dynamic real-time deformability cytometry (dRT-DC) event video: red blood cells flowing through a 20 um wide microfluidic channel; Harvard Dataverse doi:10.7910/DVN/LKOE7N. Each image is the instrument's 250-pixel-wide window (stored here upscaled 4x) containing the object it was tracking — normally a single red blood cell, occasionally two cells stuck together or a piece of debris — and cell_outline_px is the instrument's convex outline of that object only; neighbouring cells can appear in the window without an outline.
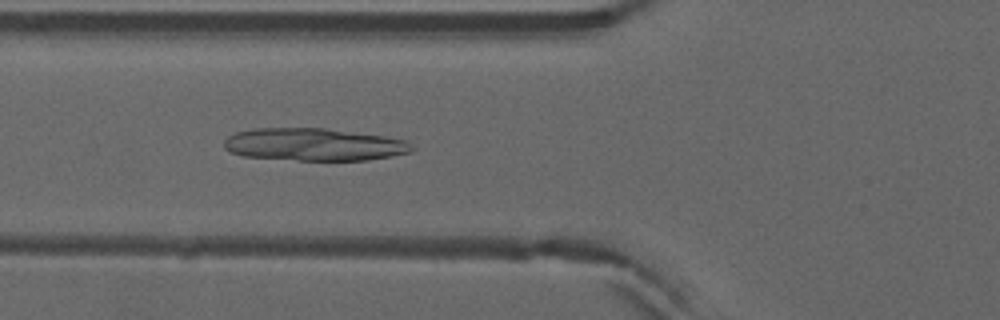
{"species": "common noctule bat (a hibernating species)", "species_latin": "Nyctalus noctula", "temperature_condition": "warm", "stored_images_in_passage": 39, "camera_frame_rate_fps": 3000, "um_per_image_px": 0.085, "animal": {"sex": "male", "forearm_length_mm": 52.5}, "frame": {"image": 1, "passage_image": 7, "time_ms": 2.0, "image_size_px": [1000, 320], "cell_outline_px": [[416, 148], [412, 152], [392, 156], [368, 160], [300, 160], [244, 156], [232, 152], [224, 148], [224, 140], [228, 136], [236, 132], [252, 128], [324, 128], [384, 136], [404, 140], [412, 144]], "centroid_in_image_um": [26.71, 12.28], "position_along_channel_um": 99.1, "area_um2": 35.6}}
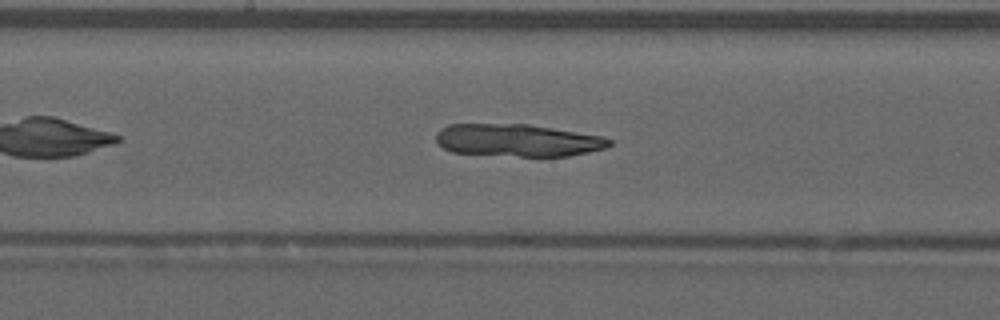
{"frame": {"image": 2, "passage_image": 15, "time_ms": 4.667, "image_size_px": [1000, 320], "cell_outline_px": [[612, 144], [604, 148], [588, 152], [568, 156], [520, 156], [452, 152], [436, 144], [436, 132], [440, 128], [448, 124], [528, 124], [600, 136], [612, 140]], "centroid_in_image_um": [43.94, 11.92], "position_along_channel_um": 204.3, "area_um2": 32.6}}
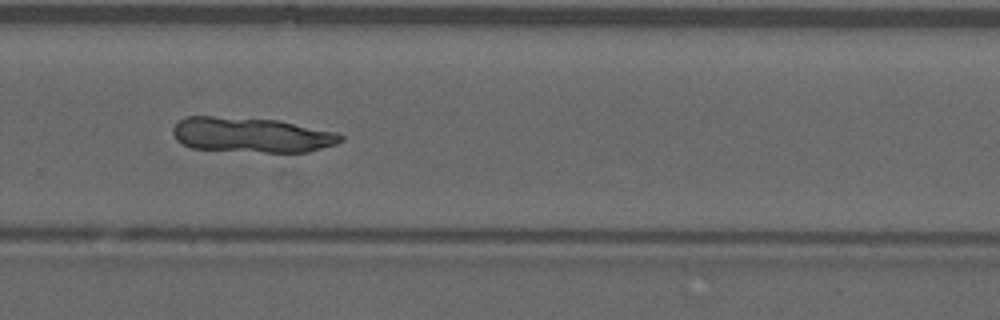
{"frame": {"image": 3, "passage_image": 23, "time_ms": 7.333, "image_size_px": [1000, 320], "cell_outline_px": [[344, 140], [336, 144], [308, 152], [264, 152], [192, 148], [176, 140], [172, 132], [172, 128], [184, 116], [212, 116], [280, 120], [336, 132], [344, 136]], "centroid_in_image_um": [21.39, 11.46], "position_along_channel_um": 308.4, "area_um2": 34.33}}